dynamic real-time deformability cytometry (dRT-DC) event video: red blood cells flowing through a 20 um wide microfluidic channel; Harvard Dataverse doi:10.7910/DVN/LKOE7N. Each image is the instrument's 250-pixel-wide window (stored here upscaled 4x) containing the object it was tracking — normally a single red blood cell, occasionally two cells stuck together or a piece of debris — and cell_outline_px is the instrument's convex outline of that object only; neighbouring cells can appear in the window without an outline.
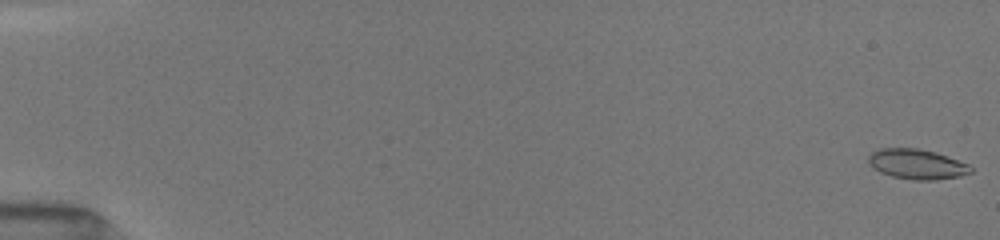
{"species": "common noctule bat (a hibernating species)", "species_latin": "Nyctalus noctula", "temperature_condition": "room temperature", "stored_images_in_passage": 33, "camera_frame_rate_fps": 3000, "um_per_image_px": 0.085, "animal": {"sex": "female", "body_mass_g": 19.5, "forearm_length_mm": 54.1}, "frame": {"image": 1, "passage_image": 1, "time_ms": 0.0, "image_size_px": [1000, 240], "cell_outline_px": [[972, 172], [960, 176], [936, 180], [912, 180], [892, 176], [880, 172], [872, 168], [868, 164], [868, 156], [872, 152], [880, 148], [916, 148], [936, 152], [968, 164], [972, 168]], "centroid_in_image_um": [77.91, 13.95], "position_along_channel_um": 7.1, "area_um2": 17.98}}
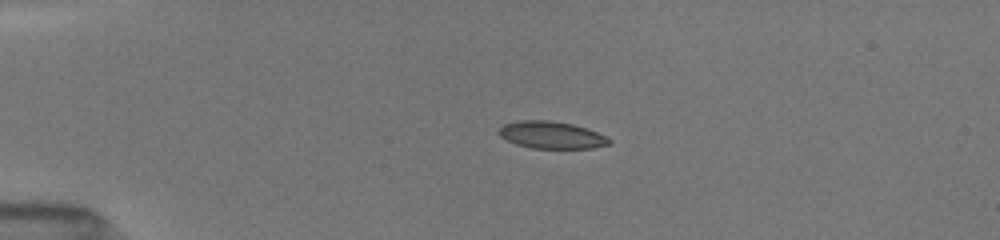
{"frame": {"image": 2, "passage_image": 23, "time_ms": 4.0, "image_size_px": [1000, 240], "cell_outline_px": [[612, 144], [592, 148], [532, 148], [516, 144], [500, 136], [496, 132], [504, 124], [520, 120], [552, 120], [572, 124], [588, 128], [612, 140]], "centroid_in_image_um": [46.88, 11.47], "position_along_channel_um": 38.1, "area_um2": 17.51}}